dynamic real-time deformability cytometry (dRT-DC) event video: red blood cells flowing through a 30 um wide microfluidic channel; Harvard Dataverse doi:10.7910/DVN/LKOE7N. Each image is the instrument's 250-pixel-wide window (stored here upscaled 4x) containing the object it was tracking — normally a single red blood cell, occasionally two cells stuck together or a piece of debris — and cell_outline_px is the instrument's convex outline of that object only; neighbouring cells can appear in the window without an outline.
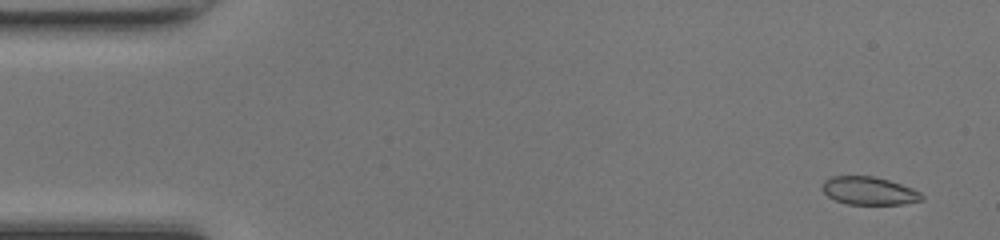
{"species": "common noctule bat (a hibernating species)", "species_latin": "Nyctalus noctula", "temperature_condition": "room temperature", "stored_images_in_passage": 49, "camera_frame_rate_fps": 3000, "um_per_image_px": 0.085, "animal": {"sex": "female", "body_mass_g": 17.0, "forearm_length_mm": 48.0}, "frame": {"image": 1, "passage_image": 3, "time_ms": 0.667, "image_size_px": [1000, 240], "cell_outline_px": [[924, 200], [904, 204], [848, 204], [836, 200], [828, 196], [820, 188], [824, 180], [832, 176], [876, 176], [912, 188], [920, 192], [924, 196]], "centroid_in_image_um": [73.87, 16.22], "position_along_channel_um": 11.1, "area_um2": 16.3}}
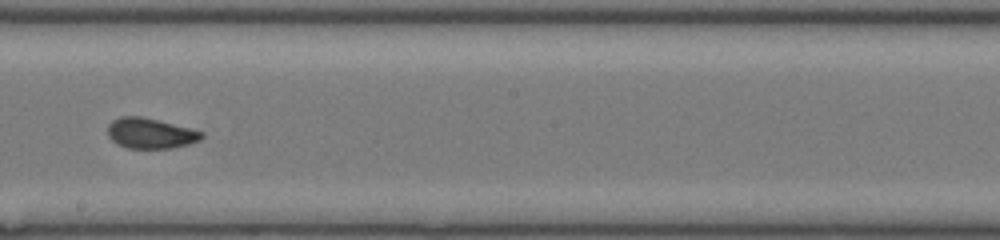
{"frame": {"image": 2, "passage_image": 28, "time_ms": 9.0, "image_size_px": [1000, 240], "cell_outline_px": [[204, 136], [200, 140], [188, 144], [172, 148], [128, 148], [116, 144], [108, 136], [108, 124], [112, 120], [120, 116], [140, 116], [204, 132]], "centroid_in_image_um": [12.75, 11.33], "position_along_channel_um": 235.4, "area_um2": 16.53}}
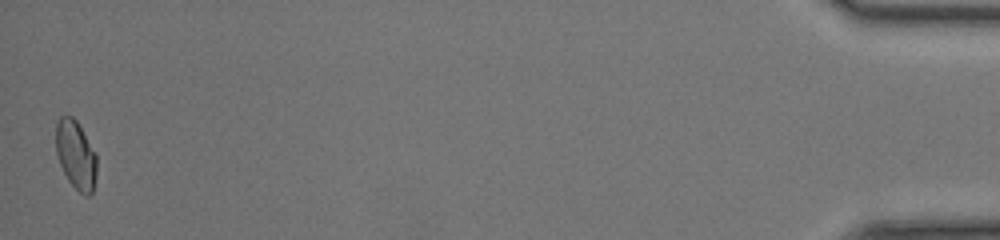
{"frame": {"image": 3, "passage_image": 49, "time_ms": 16.0, "image_size_px": [1000, 240], "cell_outline_px": [[96, 176], [92, 192], [88, 196], [84, 196], [68, 180], [60, 164], [56, 152], [56, 124], [60, 116], [72, 116], [76, 120], [96, 156]], "centroid_in_image_um": [6.43, 13.18], "position_along_channel_um": 428.8, "area_um2": 15.95}, "authors_computed_cell_mechanics": {"area_um2": 16.473, "velocity_mm_per_s": 4.2266, "shape_relaxation_time_tau1_ms": 6.3642, "shape_relaxation_time_tau2_ms": null, "deformation_change_tau1": 0.1604, "deformation_change_tau2": null}}